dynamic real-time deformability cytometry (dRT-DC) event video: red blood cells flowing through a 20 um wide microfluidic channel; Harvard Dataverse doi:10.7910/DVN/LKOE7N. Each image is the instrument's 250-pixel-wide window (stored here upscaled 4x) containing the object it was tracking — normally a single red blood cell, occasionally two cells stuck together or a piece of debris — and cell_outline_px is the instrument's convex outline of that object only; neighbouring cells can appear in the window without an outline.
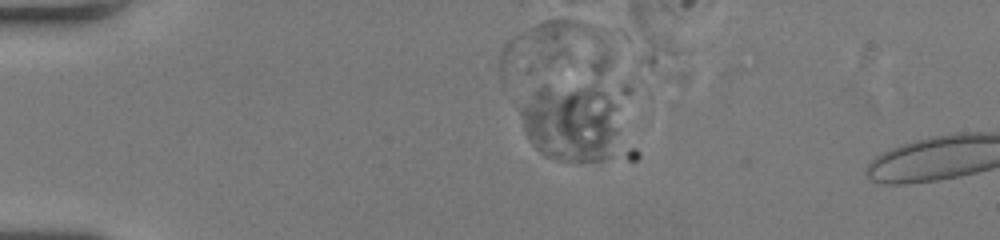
{"species": "human", "species_latin": "Homo sapiens", "temperature_condition": "room temperature", "stored_images_in_passage": 8, "camera_frame_rate_fps": 3000, "um_per_image_px": 0.085, "donor": {"sex": "female"}, "frame": {"image": 1, "passage_image": 4, "time_ms": 1.0, "image_size_px": [1000, 240], "cell_outline_px": [[628, 92], [612, 156], [604, 160], [560, 160], [544, 156], [532, 144], [524, 128], [520, 116], [520, 108], [540, 84], [628, 84]], "centroid_in_image_um": [48.85, 10.18], "position_along_channel_um": 36.1, "area_um2": 49.71}}